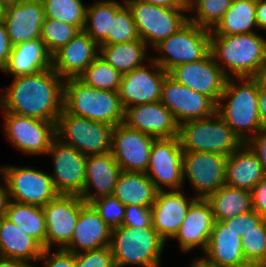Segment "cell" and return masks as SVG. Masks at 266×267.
<instances>
[{
  "label": "cell",
  "instance_id": "obj_1",
  "mask_svg": "<svg viewBox=\"0 0 266 267\" xmlns=\"http://www.w3.org/2000/svg\"><path fill=\"white\" fill-rule=\"evenodd\" d=\"M0 97L4 112L57 122L63 110L64 82L53 69L34 75L14 77V81Z\"/></svg>",
  "mask_w": 266,
  "mask_h": 267
},
{
  "label": "cell",
  "instance_id": "obj_2",
  "mask_svg": "<svg viewBox=\"0 0 266 267\" xmlns=\"http://www.w3.org/2000/svg\"><path fill=\"white\" fill-rule=\"evenodd\" d=\"M233 77H228L225 88L216 107V113L245 144L262 128L259 117V88L252 77H237L243 84H235ZM227 98V99H226ZM227 100L225 106L220 102ZM252 135H246V132Z\"/></svg>",
  "mask_w": 266,
  "mask_h": 267
},
{
  "label": "cell",
  "instance_id": "obj_3",
  "mask_svg": "<svg viewBox=\"0 0 266 267\" xmlns=\"http://www.w3.org/2000/svg\"><path fill=\"white\" fill-rule=\"evenodd\" d=\"M63 108L75 116L113 127L124 121L125 110L118 92L96 89L79 78L64 79Z\"/></svg>",
  "mask_w": 266,
  "mask_h": 267
},
{
  "label": "cell",
  "instance_id": "obj_4",
  "mask_svg": "<svg viewBox=\"0 0 266 267\" xmlns=\"http://www.w3.org/2000/svg\"><path fill=\"white\" fill-rule=\"evenodd\" d=\"M164 244L152 225L145 228L121 225L112 229L109 247L116 267L128 264L160 267Z\"/></svg>",
  "mask_w": 266,
  "mask_h": 267
},
{
  "label": "cell",
  "instance_id": "obj_5",
  "mask_svg": "<svg viewBox=\"0 0 266 267\" xmlns=\"http://www.w3.org/2000/svg\"><path fill=\"white\" fill-rule=\"evenodd\" d=\"M210 38L216 62L224 61L236 78L252 77L266 62V39L255 32Z\"/></svg>",
  "mask_w": 266,
  "mask_h": 267
},
{
  "label": "cell",
  "instance_id": "obj_6",
  "mask_svg": "<svg viewBox=\"0 0 266 267\" xmlns=\"http://www.w3.org/2000/svg\"><path fill=\"white\" fill-rule=\"evenodd\" d=\"M177 137L183 152L230 156L244 144L217 113L206 119L179 124Z\"/></svg>",
  "mask_w": 266,
  "mask_h": 267
},
{
  "label": "cell",
  "instance_id": "obj_7",
  "mask_svg": "<svg viewBox=\"0 0 266 267\" xmlns=\"http://www.w3.org/2000/svg\"><path fill=\"white\" fill-rule=\"evenodd\" d=\"M112 130V125L75 116L64 108L56 122V137L86 156L110 152Z\"/></svg>",
  "mask_w": 266,
  "mask_h": 267
},
{
  "label": "cell",
  "instance_id": "obj_8",
  "mask_svg": "<svg viewBox=\"0 0 266 267\" xmlns=\"http://www.w3.org/2000/svg\"><path fill=\"white\" fill-rule=\"evenodd\" d=\"M156 49L165 55L152 59L169 72L176 65L199 61L211 52L210 30L188 21L177 32L157 44Z\"/></svg>",
  "mask_w": 266,
  "mask_h": 267
},
{
  "label": "cell",
  "instance_id": "obj_9",
  "mask_svg": "<svg viewBox=\"0 0 266 267\" xmlns=\"http://www.w3.org/2000/svg\"><path fill=\"white\" fill-rule=\"evenodd\" d=\"M124 4L130 9L138 35L147 46L149 42L155 47L189 21V17L181 13L188 8H167L140 1H124Z\"/></svg>",
  "mask_w": 266,
  "mask_h": 267
},
{
  "label": "cell",
  "instance_id": "obj_10",
  "mask_svg": "<svg viewBox=\"0 0 266 267\" xmlns=\"http://www.w3.org/2000/svg\"><path fill=\"white\" fill-rule=\"evenodd\" d=\"M9 200L44 207L59 195L50 175L31 168L2 167Z\"/></svg>",
  "mask_w": 266,
  "mask_h": 267
},
{
  "label": "cell",
  "instance_id": "obj_11",
  "mask_svg": "<svg viewBox=\"0 0 266 267\" xmlns=\"http://www.w3.org/2000/svg\"><path fill=\"white\" fill-rule=\"evenodd\" d=\"M219 65L210 52L204 59L176 65L168 73L182 85L209 97L216 105L230 74Z\"/></svg>",
  "mask_w": 266,
  "mask_h": 267
},
{
  "label": "cell",
  "instance_id": "obj_12",
  "mask_svg": "<svg viewBox=\"0 0 266 267\" xmlns=\"http://www.w3.org/2000/svg\"><path fill=\"white\" fill-rule=\"evenodd\" d=\"M4 131L16 148L27 154H46L56 138V122L4 112Z\"/></svg>",
  "mask_w": 266,
  "mask_h": 267
},
{
  "label": "cell",
  "instance_id": "obj_13",
  "mask_svg": "<svg viewBox=\"0 0 266 267\" xmlns=\"http://www.w3.org/2000/svg\"><path fill=\"white\" fill-rule=\"evenodd\" d=\"M146 174L158 191L167 186L180 190L183 184V150L177 136L154 139Z\"/></svg>",
  "mask_w": 266,
  "mask_h": 267
},
{
  "label": "cell",
  "instance_id": "obj_14",
  "mask_svg": "<svg viewBox=\"0 0 266 267\" xmlns=\"http://www.w3.org/2000/svg\"><path fill=\"white\" fill-rule=\"evenodd\" d=\"M160 102L171 111L178 124L209 118L215 115L217 107L209 97L182 85L169 74L162 84Z\"/></svg>",
  "mask_w": 266,
  "mask_h": 267
},
{
  "label": "cell",
  "instance_id": "obj_15",
  "mask_svg": "<svg viewBox=\"0 0 266 267\" xmlns=\"http://www.w3.org/2000/svg\"><path fill=\"white\" fill-rule=\"evenodd\" d=\"M154 139L120 123L113 127L110 152L122 171L146 173Z\"/></svg>",
  "mask_w": 266,
  "mask_h": 267
},
{
  "label": "cell",
  "instance_id": "obj_16",
  "mask_svg": "<svg viewBox=\"0 0 266 267\" xmlns=\"http://www.w3.org/2000/svg\"><path fill=\"white\" fill-rule=\"evenodd\" d=\"M228 156L209 152H183V179L187 176L197 197L207 199L225 184Z\"/></svg>",
  "mask_w": 266,
  "mask_h": 267
},
{
  "label": "cell",
  "instance_id": "obj_17",
  "mask_svg": "<svg viewBox=\"0 0 266 267\" xmlns=\"http://www.w3.org/2000/svg\"><path fill=\"white\" fill-rule=\"evenodd\" d=\"M47 154L53 156L54 175H50L59 194L80 195L86 181V155L55 138Z\"/></svg>",
  "mask_w": 266,
  "mask_h": 267
},
{
  "label": "cell",
  "instance_id": "obj_18",
  "mask_svg": "<svg viewBox=\"0 0 266 267\" xmlns=\"http://www.w3.org/2000/svg\"><path fill=\"white\" fill-rule=\"evenodd\" d=\"M86 202L79 195L59 194L43 208L46 221V249L57 243L63 249L74 233L80 209Z\"/></svg>",
  "mask_w": 266,
  "mask_h": 267
},
{
  "label": "cell",
  "instance_id": "obj_19",
  "mask_svg": "<svg viewBox=\"0 0 266 267\" xmlns=\"http://www.w3.org/2000/svg\"><path fill=\"white\" fill-rule=\"evenodd\" d=\"M150 61L155 72L142 65L122 74L118 94L124 110L135 105L160 101L162 84L169 73L153 59Z\"/></svg>",
  "mask_w": 266,
  "mask_h": 267
},
{
  "label": "cell",
  "instance_id": "obj_20",
  "mask_svg": "<svg viewBox=\"0 0 266 267\" xmlns=\"http://www.w3.org/2000/svg\"><path fill=\"white\" fill-rule=\"evenodd\" d=\"M44 20V6L41 0L8 3L3 22L11 45L40 38Z\"/></svg>",
  "mask_w": 266,
  "mask_h": 267
},
{
  "label": "cell",
  "instance_id": "obj_21",
  "mask_svg": "<svg viewBox=\"0 0 266 267\" xmlns=\"http://www.w3.org/2000/svg\"><path fill=\"white\" fill-rule=\"evenodd\" d=\"M123 123L155 139L178 136L179 124L160 101L126 108Z\"/></svg>",
  "mask_w": 266,
  "mask_h": 267
},
{
  "label": "cell",
  "instance_id": "obj_22",
  "mask_svg": "<svg viewBox=\"0 0 266 267\" xmlns=\"http://www.w3.org/2000/svg\"><path fill=\"white\" fill-rule=\"evenodd\" d=\"M98 54L99 45L81 30L52 55V68L63 79L78 78Z\"/></svg>",
  "mask_w": 266,
  "mask_h": 267
},
{
  "label": "cell",
  "instance_id": "obj_23",
  "mask_svg": "<svg viewBox=\"0 0 266 267\" xmlns=\"http://www.w3.org/2000/svg\"><path fill=\"white\" fill-rule=\"evenodd\" d=\"M196 199L194 197L188 200L181 190L157 192L151 206L152 226L165 242L177 234L190 205Z\"/></svg>",
  "mask_w": 266,
  "mask_h": 267
},
{
  "label": "cell",
  "instance_id": "obj_24",
  "mask_svg": "<svg viewBox=\"0 0 266 267\" xmlns=\"http://www.w3.org/2000/svg\"><path fill=\"white\" fill-rule=\"evenodd\" d=\"M112 228L100 217L91 203H85L79 213L71 241L63 248L73 254L110 246ZM79 247V249H78Z\"/></svg>",
  "mask_w": 266,
  "mask_h": 267
},
{
  "label": "cell",
  "instance_id": "obj_25",
  "mask_svg": "<svg viewBox=\"0 0 266 267\" xmlns=\"http://www.w3.org/2000/svg\"><path fill=\"white\" fill-rule=\"evenodd\" d=\"M204 252L203 259L217 267H253L243 254L240 234L223 222H214Z\"/></svg>",
  "mask_w": 266,
  "mask_h": 267
},
{
  "label": "cell",
  "instance_id": "obj_26",
  "mask_svg": "<svg viewBox=\"0 0 266 267\" xmlns=\"http://www.w3.org/2000/svg\"><path fill=\"white\" fill-rule=\"evenodd\" d=\"M211 204L207 199L197 198L189 207L179 231L174 238L179 239L180 248L189 251L195 246L205 251L214 226Z\"/></svg>",
  "mask_w": 266,
  "mask_h": 267
},
{
  "label": "cell",
  "instance_id": "obj_27",
  "mask_svg": "<svg viewBox=\"0 0 266 267\" xmlns=\"http://www.w3.org/2000/svg\"><path fill=\"white\" fill-rule=\"evenodd\" d=\"M121 172V167L111 152L87 155L86 181L83 192L79 196L86 203H91L97 198L113 195L115 184ZM91 186H94L96 193L91 194Z\"/></svg>",
  "mask_w": 266,
  "mask_h": 267
},
{
  "label": "cell",
  "instance_id": "obj_28",
  "mask_svg": "<svg viewBox=\"0 0 266 267\" xmlns=\"http://www.w3.org/2000/svg\"><path fill=\"white\" fill-rule=\"evenodd\" d=\"M52 68V55L40 39L12 46L11 53L2 71L14 77L34 75Z\"/></svg>",
  "mask_w": 266,
  "mask_h": 267
},
{
  "label": "cell",
  "instance_id": "obj_29",
  "mask_svg": "<svg viewBox=\"0 0 266 267\" xmlns=\"http://www.w3.org/2000/svg\"><path fill=\"white\" fill-rule=\"evenodd\" d=\"M265 176L257 155L246 143L228 156L225 171L226 185L251 192Z\"/></svg>",
  "mask_w": 266,
  "mask_h": 267
},
{
  "label": "cell",
  "instance_id": "obj_30",
  "mask_svg": "<svg viewBox=\"0 0 266 267\" xmlns=\"http://www.w3.org/2000/svg\"><path fill=\"white\" fill-rule=\"evenodd\" d=\"M44 248L5 216L0 217V256L23 260H39Z\"/></svg>",
  "mask_w": 266,
  "mask_h": 267
},
{
  "label": "cell",
  "instance_id": "obj_31",
  "mask_svg": "<svg viewBox=\"0 0 266 267\" xmlns=\"http://www.w3.org/2000/svg\"><path fill=\"white\" fill-rule=\"evenodd\" d=\"M152 180L144 172L122 171L115 184L113 195L124 205L151 207L157 195Z\"/></svg>",
  "mask_w": 266,
  "mask_h": 267
},
{
  "label": "cell",
  "instance_id": "obj_32",
  "mask_svg": "<svg viewBox=\"0 0 266 267\" xmlns=\"http://www.w3.org/2000/svg\"><path fill=\"white\" fill-rule=\"evenodd\" d=\"M207 200L211 204L214 221L217 222H223L253 210L250 191L226 184L213 192Z\"/></svg>",
  "mask_w": 266,
  "mask_h": 267
},
{
  "label": "cell",
  "instance_id": "obj_33",
  "mask_svg": "<svg viewBox=\"0 0 266 267\" xmlns=\"http://www.w3.org/2000/svg\"><path fill=\"white\" fill-rule=\"evenodd\" d=\"M255 12L256 0H233L210 36L254 33L251 27L257 26Z\"/></svg>",
  "mask_w": 266,
  "mask_h": 267
},
{
  "label": "cell",
  "instance_id": "obj_34",
  "mask_svg": "<svg viewBox=\"0 0 266 267\" xmlns=\"http://www.w3.org/2000/svg\"><path fill=\"white\" fill-rule=\"evenodd\" d=\"M46 249V221L43 208L9 200L4 215Z\"/></svg>",
  "mask_w": 266,
  "mask_h": 267
},
{
  "label": "cell",
  "instance_id": "obj_35",
  "mask_svg": "<svg viewBox=\"0 0 266 267\" xmlns=\"http://www.w3.org/2000/svg\"><path fill=\"white\" fill-rule=\"evenodd\" d=\"M146 47L141 39L120 44L100 45V56L111 64L121 74L131 72L137 67H141L145 60Z\"/></svg>",
  "mask_w": 266,
  "mask_h": 267
},
{
  "label": "cell",
  "instance_id": "obj_36",
  "mask_svg": "<svg viewBox=\"0 0 266 267\" xmlns=\"http://www.w3.org/2000/svg\"><path fill=\"white\" fill-rule=\"evenodd\" d=\"M122 6L119 2L104 0L87 7L83 30L99 46L108 45V32H111L112 18Z\"/></svg>",
  "mask_w": 266,
  "mask_h": 267
},
{
  "label": "cell",
  "instance_id": "obj_37",
  "mask_svg": "<svg viewBox=\"0 0 266 267\" xmlns=\"http://www.w3.org/2000/svg\"><path fill=\"white\" fill-rule=\"evenodd\" d=\"M78 78L96 89L118 92L122 74L98 55Z\"/></svg>",
  "mask_w": 266,
  "mask_h": 267
},
{
  "label": "cell",
  "instance_id": "obj_38",
  "mask_svg": "<svg viewBox=\"0 0 266 267\" xmlns=\"http://www.w3.org/2000/svg\"><path fill=\"white\" fill-rule=\"evenodd\" d=\"M45 18L75 25L80 31L84 29L86 7L81 0H41Z\"/></svg>",
  "mask_w": 266,
  "mask_h": 267
},
{
  "label": "cell",
  "instance_id": "obj_39",
  "mask_svg": "<svg viewBox=\"0 0 266 267\" xmlns=\"http://www.w3.org/2000/svg\"><path fill=\"white\" fill-rule=\"evenodd\" d=\"M233 0H196L189 7L195 9V17H189L191 23L212 30L224 16Z\"/></svg>",
  "mask_w": 266,
  "mask_h": 267
},
{
  "label": "cell",
  "instance_id": "obj_40",
  "mask_svg": "<svg viewBox=\"0 0 266 267\" xmlns=\"http://www.w3.org/2000/svg\"><path fill=\"white\" fill-rule=\"evenodd\" d=\"M80 30L75 25L45 18L41 27L40 39L48 52L53 55L66 45Z\"/></svg>",
  "mask_w": 266,
  "mask_h": 267
},
{
  "label": "cell",
  "instance_id": "obj_41",
  "mask_svg": "<svg viewBox=\"0 0 266 267\" xmlns=\"http://www.w3.org/2000/svg\"><path fill=\"white\" fill-rule=\"evenodd\" d=\"M242 251L253 266H266V219L241 237Z\"/></svg>",
  "mask_w": 266,
  "mask_h": 267
},
{
  "label": "cell",
  "instance_id": "obj_42",
  "mask_svg": "<svg viewBox=\"0 0 266 267\" xmlns=\"http://www.w3.org/2000/svg\"><path fill=\"white\" fill-rule=\"evenodd\" d=\"M140 39L135 21L128 6L123 5L112 18L108 44H120Z\"/></svg>",
  "mask_w": 266,
  "mask_h": 267
},
{
  "label": "cell",
  "instance_id": "obj_43",
  "mask_svg": "<svg viewBox=\"0 0 266 267\" xmlns=\"http://www.w3.org/2000/svg\"><path fill=\"white\" fill-rule=\"evenodd\" d=\"M91 204L105 223L112 229L122 225L125 216V206L114 195L97 198Z\"/></svg>",
  "mask_w": 266,
  "mask_h": 267
},
{
  "label": "cell",
  "instance_id": "obj_44",
  "mask_svg": "<svg viewBox=\"0 0 266 267\" xmlns=\"http://www.w3.org/2000/svg\"><path fill=\"white\" fill-rule=\"evenodd\" d=\"M75 267H116L109 246L75 254Z\"/></svg>",
  "mask_w": 266,
  "mask_h": 267
},
{
  "label": "cell",
  "instance_id": "obj_45",
  "mask_svg": "<svg viewBox=\"0 0 266 267\" xmlns=\"http://www.w3.org/2000/svg\"><path fill=\"white\" fill-rule=\"evenodd\" d=\"M122 225L138 228L150 227L152 225L151 207L125 206V216Z\"/></svg>",
  "mask_w": 266,
  "mask_h": 267
},
{
  "label": "cell",
  "instance_id": "obj_46",
  "mask_svg": "<svg viewBox=\"0 0 266 267\" xmlns=\"http://www.w3.org/2000/svg\"><path fill=\"white\" fill-rule=\"evenodd\" d=\"M264 220L257 212L251 210L247 213L238 215L234 218L223 221V223L232 228L237 234L244 235L245 233L253 230Z\"/></svg>",
  "mask_w": 266,
  "mask_h": 267
},
{
  "label": "cell",
  "instance_id": "obj_47",
  "mask_svg": "<svg viewBox=\"0 0 266 267\" xmlns=\"http://www.w3.org/2000/svg\"><path fill=\"white\" fill-rule=\"evenodd\" d=\"M57 251L49 257L50 249H44L39 261L46 260L45 267H75V254L60 248Z\"/></svg>",
  "mask_w": 266,
  "mask_h": 267
},
{
  "label": "cell",
  "instance_id": "obj_48",
  "mask_svg": "<svg viewBox=\"0 0 266 267\" xmlns=\"http://www.w3.org/2000/svg\"><path fill=\"white\" fill-rule=\"evenodd\" d=\"M246 144L257 155L266 174V127L251 137Z\"/></svg>",
  "mask_w": 266,
  "mask_h": 267
},
{
  "label": "cell",
  "instance_id": "obj_49",
  "mask_svg": "<svg viewBox=\"0 0 266 267\" xmlns=\"http://www.w3.org/2000/svg\"><path fill=\"white\" fill-rule=\"evenodd\" d=\"M252 209L266 219V176L252 189Z\"/></svg>",
  "mask_w": 266,
  "mask_h": 267
},
{
  "label": "cell",
  "instance_id": "obj_50",
  "mask_svg": "<svg viewBox=\"0 0 266 267\" xmlns=\"http://www.w3.org/2000/svg\"><path fill=\"white\" fill-rule=\"evenodd\" d=\"M12 45L10 43L6 26L0 21V70L5 66L11 53Z\"/></svg>",
  "mask_w": 266,
  "mask_h": 267
},
{
  "label": "cell",
  "instance_id": "obj_51",
  "mask_svg": "<svg viewBox=\"0 0 266 267\" xmlns=\"http://www.w3.org/2000/svg\"><path fill=\"white\" fill-rule=\"evenodd\" d=\"M257 27L266 29V0H256Z\"/></svg>",
  "mask_w": 266,
  "mask_h": 267
},
{
  "label": "cell",
  "instance_id": "obj_52",
  "mask_svg": "<svg viewBox=\"0 0 266 267\" xmlns=\"http://www.w3.org/2000/svg\"><path fill=\"white\" fill-rule=\"evenodd\" d=\"M125 1H140L167 8H188L183 4L182 0H125Z\"/></svg>",
  "mask_w": 266,
  "mask_h": 267
},
{
  "label": "cell",
  "instance_id": "obj_53",
  "mask_svg": "<svg viewBox=\"0 0 266 267\" xmlns=\"http://www.w3.org/2000/svg\"><path fill=\"white\" fill-rule=\"evenodd\" d=\"M259 117L263 127H266V90L259 89Z\"/></svg>",
  "mask_w": 266,
  "mask_h": 267
},
{
  "label": "cell",
  "instance_id": "obj_54",
  "mask_svg": "<svg viewBox=\"0 0 266 267\" xmlns=\"http://www.w3.org/2000/svg\"><path fill=\"white\" fill-rule=\"evenodd\" d=\"M0 267H35L29 262L0 256Z\"/></svg>",
  "mask_w": 266,
  "mask_h": 267
},
{
  "label": "cell",
  "instance_id": "obj_55",
  "mask_svg": "<svg viewBox=\"0 0 266 267\" xmlns=\"http://www.w3.org/2000/svg\"><path fill=\"white\" fill-rule=\"evenodd\" d=\"M252 78L256 81L259 89L266 90V62L259 67Z\"/></svg>",
  "mask_w": 266,
  "mask_h": 267
},
{
  "label": "cell",
  "instance_id": "obj_56",
  "mask_svg": "<svg viewBox=\"0 0 266 267\" xmlns=\"http://www.w3.org/2000/svg\"><path fill=\"white\" fill-rule=\"evenodd\" d=\"M9 202V195L7 192V187L2 185L0 186V217L5 215V211L7 209V205Z\"/></svg>",
  "mask_w": 266,
  "mask_h": 267
},
{
  "label": "cell",
  "instance_id": "obj_57",
  "mask_svg": "<svg viewBox=\"0 0 266 267\" xmlns=\"http://www.w3.org/2000/svg\"><path fill=\"white\" fill-rule=\"evenodd\" d=\"M190 267H217L216 265L206 262L203 258L195 259Z\"/></svg>",
  "mask_w": 266,
  "mask_h": 267
},
{
  "label": "cell",
  "instance_id": "obj_58",
  "mask_svg": "<svg viewBox=\"0 0 266 267\" xmlns=\"http://www.w3.org/2000/svg\"><path fill=\"white\" fill-rule=\"evenodd\" d=\"M8 3L5 0H0V21L4 20L7 12Z\"/></svg>",
  "mask_w": 266,
  "mask_h": 267
},
{
  "label": "cell",
  "instance_id": "obj_59",
  "mask_svg": "<svg viewBox=\"0 0 266 267\" xmlns=\"http://www.w3.org/2000/svg\"><path fill=\"white\" fill-rule=\"evenodd\" d=\"M194 1H196V0H182L183 4L186 7H189Z\"/></svg>",
  "mask_w": 266,
  "mask_h": 267
},
{
  "label": "cell",
  "instance_id": "obj_60",
  "mask_svg": "<svg viewBox=\"0 0 266 267\" xmlns=\"http://www.w3.org/2000/svg\"><path fill=\"white\" fill-rule=\"evenodd\" d=\"M7 3H15V2H19L21 0H5Z\"/></svg>",
  "mask_w": 266,
  "mask_h": 267
}]
</instances>
